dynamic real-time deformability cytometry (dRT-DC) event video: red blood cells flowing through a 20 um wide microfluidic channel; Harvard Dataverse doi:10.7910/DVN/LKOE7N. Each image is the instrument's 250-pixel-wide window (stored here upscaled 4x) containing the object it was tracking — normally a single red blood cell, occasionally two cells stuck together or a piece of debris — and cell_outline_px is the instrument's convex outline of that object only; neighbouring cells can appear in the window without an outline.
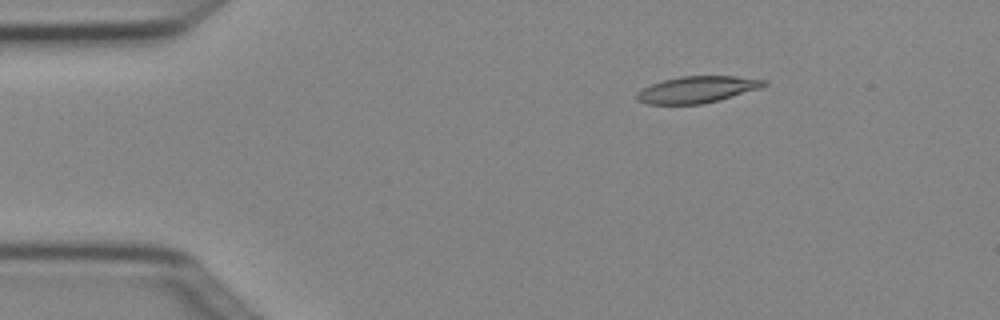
{"species": "Egyptian fruit bat (a non-hibernating species)", "species_latin": "Rousettus aegyptiacus", "temperature_condition": "cold", "stored_images_in_passage": 5, "camera_frame_rate_fps": 3000, "um_per_image_px": 0.085, "animal": {"sex": "female"}, "frame": {"image": 1, "passage_image": 3, "time_ms": 0.667, "image_size_px": [1000, 320], "cell_outline_px": [[768, 84], [760, 88], [720, 100], [700, 104], [648, 104], [636, 100], [636, 92], [652, 84], [664, 80], [680, 76], [732, 76], [768, 80]], "centroid_in_image_um": [59.26, 7.61], "position_along_channel_um": 25.7, "area_um2": 19.65}}
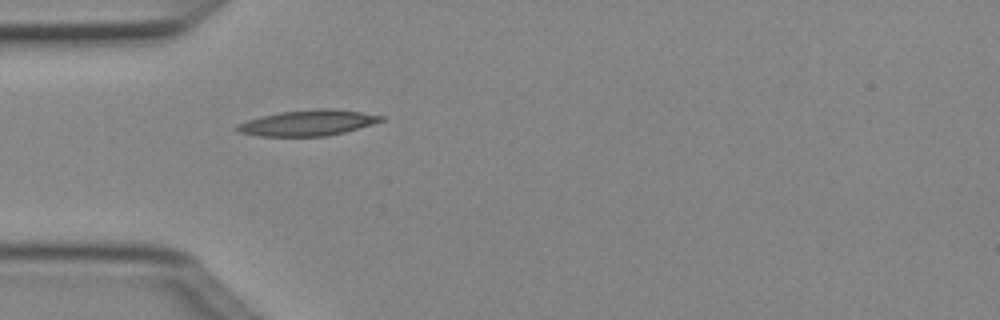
{"frame": {"image": 2, "passage_image": 5, "time_ms": 1.333, "image_size_px": [1000, 320], "cell_outline_px": [[384, 120], [372, 124], [344, 132], [328, 136], [260, 136], [240, 132], [236, 128], [240, 124], [248, 120], [280, 112], [316, 108], [336, 108], [384, 116]], "centroid_in_image_um": [26.23, 10.43], "position_along_channel_um": 58.8, "area_um2": 21.33}}